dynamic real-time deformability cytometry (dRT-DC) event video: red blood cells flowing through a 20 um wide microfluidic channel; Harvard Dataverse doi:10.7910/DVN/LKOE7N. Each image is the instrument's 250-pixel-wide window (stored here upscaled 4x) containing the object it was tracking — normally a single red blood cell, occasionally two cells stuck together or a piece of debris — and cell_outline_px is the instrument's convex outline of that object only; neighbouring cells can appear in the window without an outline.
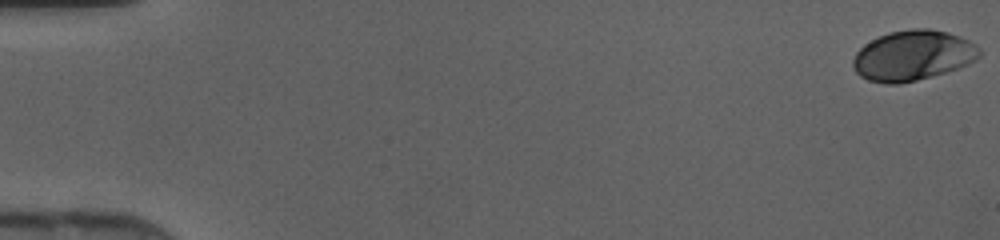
{"species": "human", "species_latin": "Homo sapiens", "temperature_condition": "cold", "stored_images_in_passage": 47, "camera_frame_rate_fps": 3000, "um_per_image_px": 0.085, "donor": {"sex": "female"}, "frame": {"image": 1, "passage_image": 1, "time_ms": 0.0, "image_size_px": [1000, 240], "cell_outline_px": [[980, 56], [976, 60], [968, 64], [944, 72], [916, 80], [900, 84], [884, 84], [868, 80], [860, 76], [852, 68], [852, 60], [856, 52], [864, 44], [888, 32], [912, 28], [928, 28], [948, 32], [960, 36], [976, 44], [980, 48]], "centroid_in_image_um": [77.58, 4.71], "position_along_channel_um": 7.4, "area_um2": 37.11}}
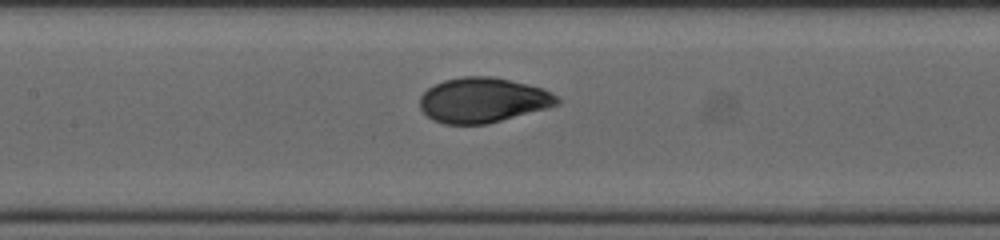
{"frame": {"image": 2, "passage_image": 23, "time_ms": 7.333, "image_size_px": [1000, 240], "cell_outline_px": [[560, 104], [548, 108], [488, 124], [444, 124], [432, 120], [420, 108], [420, 96], [428, 88], [444, 80], [464, 76], [492, 76], [528, 84], [544, 88], [552, 92], [560, 100]], "centroid_in_image_um": [41.07, 8.51], "position_along_channel_um": 166.3, "area_um2": 36.18}}
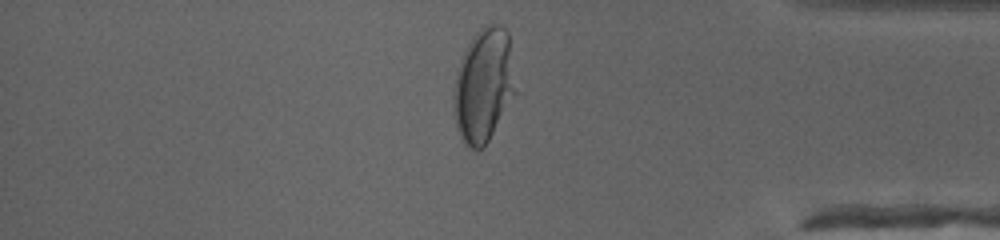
{"frame": {"image": 3, "passage_image": 40, "time_ms": 13.0, "image_size_px": [1000, 240], "cell_outline_px": [[516, 92], [484, 148], [476, 152], [468, 148], [464, 144], [460, 136], [456, 124], [452, 104], [452, 92], [456, 72], [460, 60], [472, 36], [484, 24], [500, 24], [508, 32]], "centroid_in_image_um": [41.07, 7.27], "position_along_channel_um": 394.1, "area_um2": 41.38}}